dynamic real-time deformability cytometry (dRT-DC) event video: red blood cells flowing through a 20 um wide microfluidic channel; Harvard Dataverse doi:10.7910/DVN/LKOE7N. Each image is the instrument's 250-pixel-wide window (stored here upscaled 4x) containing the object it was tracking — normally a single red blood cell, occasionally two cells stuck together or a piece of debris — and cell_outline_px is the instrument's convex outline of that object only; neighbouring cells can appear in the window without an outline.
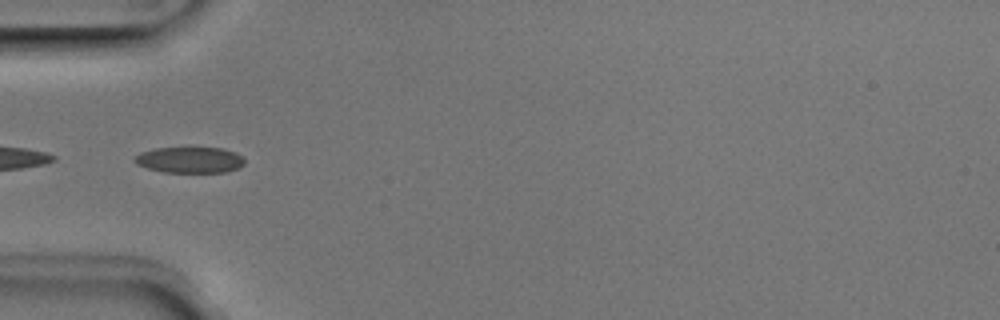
{"species": "Egyptian fruit bat (a non-hibernating species)", "species_latin": "Rousettus aegyptiacus", "temperature_condition": "room temperature", "stored_images_in_passage": 35, "camera_frame_rate_fps": 3000, "um_per_image_px": 0.085, "animal": {"sex": "male"}, "frame": {"image": 1, "passage_image": 1, "time_ms": 0.0, "image_size_px": [1000, 320], "cell_outline_px": [[244, 164], [228, 172], [164, 172], [148, 168], [136, 164], [132, 160], [132, 156], [140, 152], [156, 148], [184, 144], [224, 148], [236, 152], [244, 160]], "centroid_in_image_um": [16.08, 13.53], "position_along_channel_um": 68.9, "area_um2": 17.69}}
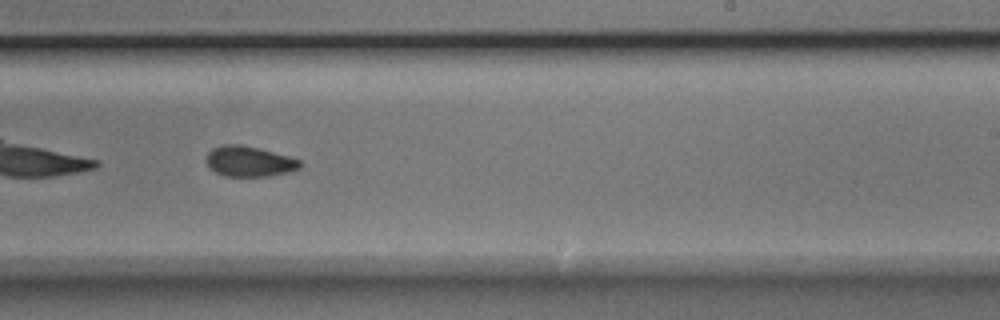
{"frame": {"image": 2, "passage_image": 16, "time_ms": 5.0, "image_size_px": [1000, 320], "cell_outline_px": [[300, 168], [292, 172], [268, 176], [224, 176], [216, 172], [204, 160], [208, 152], [212, 148], [224, 144], [240, 144], [260, 148], [288, 156], [300, 160]], "centroid_in_image_um": [21.18, 13.71], "position_along_channel_um": 267.8, "area_um2": 16.7}}
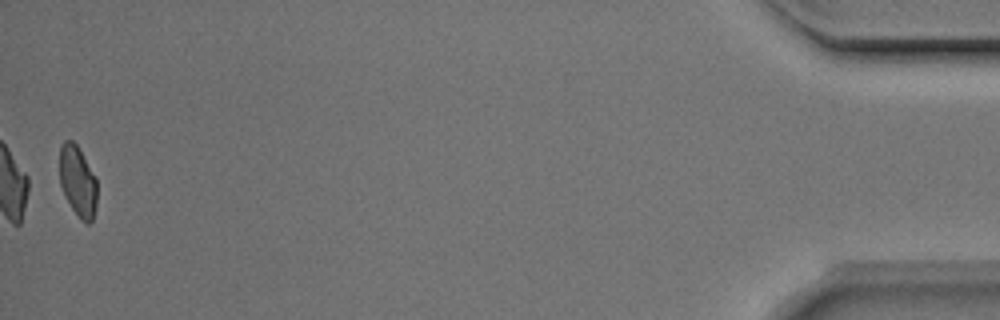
{"frame": {"image": 3, "passage_image": 35, "time_ms": 11.333, "image_size_px": [1000, 320], "cell_outline_px": [[96, 208], [92, 220], [88, 224], [80, 220], [72, 208], [60, 184], [60, 144], [64, 140], [72, 140], [76, 144], [96, 176]], "centroid_in_image_um": [6.61, 15.4], "position_along_channel_um": 428.6, "area_um2": 15.37}, "authors_computed_cell_mechanics": {"area_um2": 16.762, "velocity_mm_per_s": 3.9823, "shape_relaxation_time_tau1_ms": 4.175, "shape_relaxation_time_tau2_ms": 1.6809, "deformation_change_tau1": 0.0975, "deformation_change_tau2": 0.0602}}